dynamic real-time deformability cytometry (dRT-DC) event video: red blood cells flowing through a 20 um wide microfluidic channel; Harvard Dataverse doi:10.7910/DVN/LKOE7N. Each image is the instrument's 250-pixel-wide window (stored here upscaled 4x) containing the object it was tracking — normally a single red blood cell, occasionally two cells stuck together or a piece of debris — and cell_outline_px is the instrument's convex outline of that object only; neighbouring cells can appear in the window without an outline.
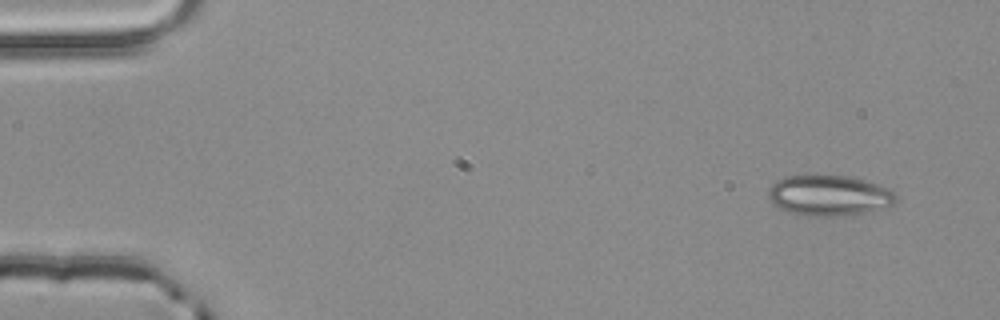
{"species": "common noctule bat (a hibernating species)", "species_latin": "Nyctalus noctula", "temperature_condition": "room temperature", "stored_images_in_passage": 3, "camera_frame_rate_fps": 3000, "um_per_image_px": 0.085, "animal": {"sex": "male", "body_mass_g": 20.4}, "frame": {"image": 1, "passage_image": 1, "time_ms": 0.0, "image_size_px": [1000, 320], "cell_outline_px": [[896, 200], [892, 204], [844, 216], [808, 216], [788, 212], [780, 208], [768, 196], [768, 188], [776, 180], [784, 176], [848, 176], [864, 180], [888, 188], [896, 196]], "centroid_in_image_um": [70.41, 16.61], "position_along_channel_um": 14.6, "area_um2": 29.54}}